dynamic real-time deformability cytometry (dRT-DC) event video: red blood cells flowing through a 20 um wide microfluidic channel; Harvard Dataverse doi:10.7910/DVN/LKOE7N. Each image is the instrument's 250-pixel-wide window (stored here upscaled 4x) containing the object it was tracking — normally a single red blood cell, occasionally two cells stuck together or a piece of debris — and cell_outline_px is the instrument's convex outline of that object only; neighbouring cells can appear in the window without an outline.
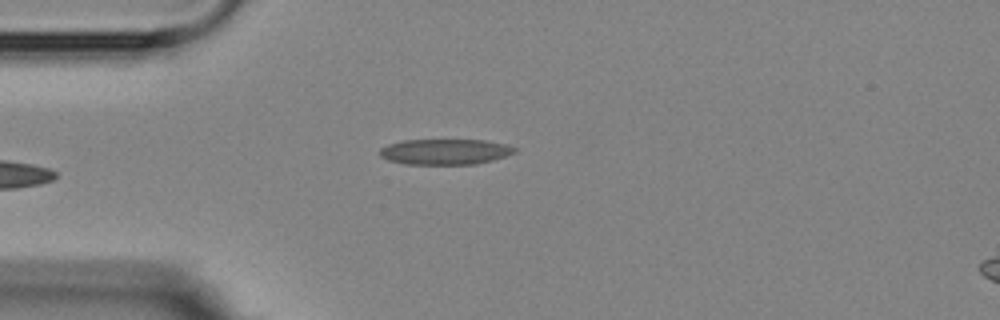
{"species": "Egyptian fruit bat (a non-hibernating species)", "species_latin": "Rousettus aegyptiacus", "temperature_condition": "room temperature", "stored_images_in_passage": 6, "camera_frame_rate_fps": 3000, "um_per_image_px": 0.085, "animal": {"sex": "female"}, "frame": {"image": 1, "passage_image": 6, "time_ms": 5.667, "image_size_px": [1000, 320], "cell_outline_px": [[516, 152], [492, 160], [476, 164], [404, 164], [388, 160], [380, 156], [380, 148], [388, 144], [404, 140], [484, 140], [504, 144], [516, 148]], "centroid_in_image_um": [37.8, 12.9], "position_along_channel_um": 47.2, "area_um2": 20.0}}